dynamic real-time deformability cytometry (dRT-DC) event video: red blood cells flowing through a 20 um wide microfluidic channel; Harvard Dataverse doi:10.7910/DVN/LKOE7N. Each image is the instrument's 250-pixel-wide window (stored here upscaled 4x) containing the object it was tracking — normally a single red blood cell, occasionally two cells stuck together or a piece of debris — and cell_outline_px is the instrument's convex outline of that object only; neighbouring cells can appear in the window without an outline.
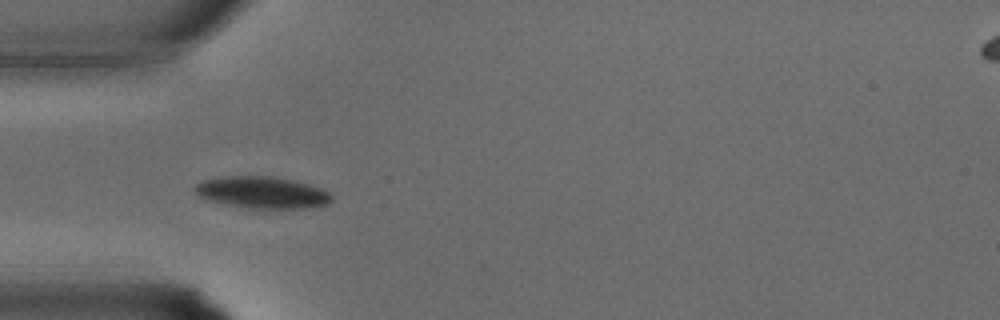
{"species": "common noctule bat (a hibernating species)", "species_latin": "Nyctalus noctula", "temperature_condition": "warm", "stored_images_in_passage": 7, "camera_frame_rate_fps": 3000, "um_per_image_px": 0.085, "animal": {"sex": "male", "body_mass_g": 15.6}, "frame": {"image": 1, "passage_image": 3, "time_ms": 0.667, "image_size_px": [1000, 320], "cell_outline_px": [[332, 200], [324, 204], [304, 208], [256, 208], [224, 204], [208, 200], [200, 196], [192, 188], [200, 180], [220, 176], [272, 176], [292, 180], [308, 184], [320, 188], [328, 192], [332, 196]], "centroid_in_image_um": [22.21, 16.34], "position_along_channel_um": 62.8, "area_um2": 25.14}}